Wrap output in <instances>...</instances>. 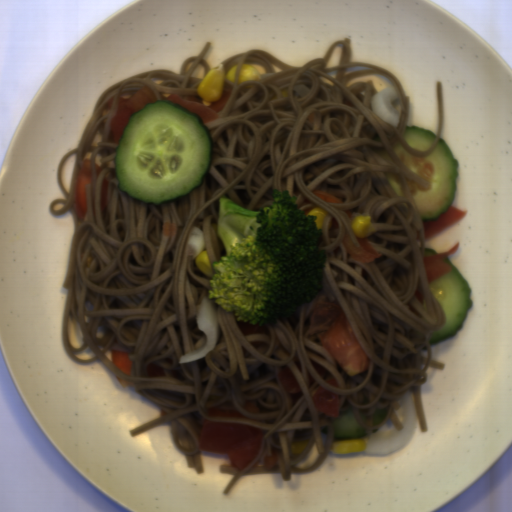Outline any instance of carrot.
Returning <instances> with one entry per match:
<instances>
[{
	"instance_id": "obj_1",
	"label": "carrot",
	"mask_w": 512,
	"mask_h": 512,
	"mask_svg": "<svg viewBox=\"0 0 512 512\" xmlns=\"http://www.w3.org/2000/svg\"><path fill=\"white\" fill-rule=\"evenodd\" d=\"M468 211L450 204L447 211L440 214L436 219L424 221V241L465 219Z\"/></svg>"
},
{
	"instance_id": "obj_3",
	"label": "carrot",
	"mask_w": 512,
	"mask_h": 512,
	"mask_svg": "<svg viewBox=\"0 0 512 512\" xmlns=\"http://www.w3.org/2000/svg\"><path fill=\"white\" fill-rule=\"evenodd\" d=\"M111 361L121 372L131 376L133 361L130 359L129 353L112 350Z\"/></svg>"
},
{
	"instance_id": "obj_2",
	"label": "carrot",
	"mask_w": 512,
	"mask_h": 512,
	"mask_svg": "<svg viewBox=\"0 0 512 512\" xmlns=\"http://www.w3.org/2000/svg\"><path fill=\"white\" fill-rule=\"evenodd\" d=\"M86 183H91V159L83 158L75 185V210L78 221L86 218Z\"/></svg>"
}]
</instances>
